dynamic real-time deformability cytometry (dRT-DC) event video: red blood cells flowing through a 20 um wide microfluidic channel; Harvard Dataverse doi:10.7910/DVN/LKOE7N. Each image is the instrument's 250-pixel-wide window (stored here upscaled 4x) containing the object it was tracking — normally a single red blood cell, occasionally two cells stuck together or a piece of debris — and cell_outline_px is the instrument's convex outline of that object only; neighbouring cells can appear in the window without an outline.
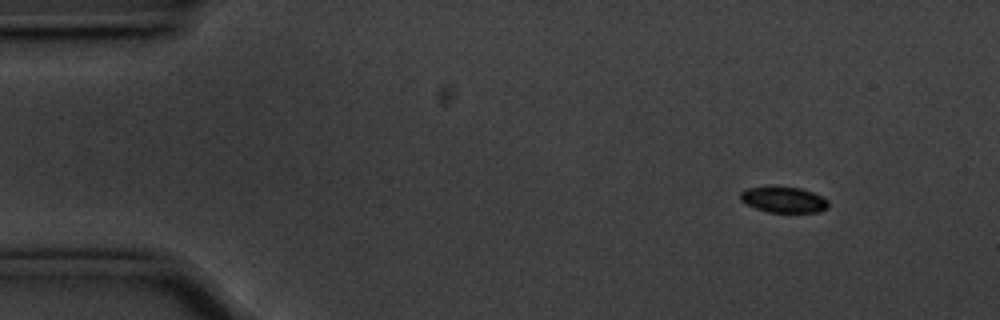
{"species": "common noctule bat (a hibernating species)", "species_latin": "Nyctalus noctula", "temperature_condition": "cold", "stored_images_in_passage": 17, "camera_frame_rate_fps": 3000, "um_per_image_px": 0.085, "animal": {"sex": "male", "body_mass_g": 20.1, "forearm_length_mm": 53.5}, "frame": {"image": 1, "passage_image": 6, "time_ms": 1.667, "image_size_px": [1000, 320], "cell_outline_px": [[828, 208], [820, 212], [768, 212], [756, 208], [740, 200], [740, 192], [748, 188], [800, 188], [812, 192], [828, 200]], "centroid_in_image_um": [66.64, 17.0], "position_along_channel_um": 18.4, "area_um2": 12.83}}